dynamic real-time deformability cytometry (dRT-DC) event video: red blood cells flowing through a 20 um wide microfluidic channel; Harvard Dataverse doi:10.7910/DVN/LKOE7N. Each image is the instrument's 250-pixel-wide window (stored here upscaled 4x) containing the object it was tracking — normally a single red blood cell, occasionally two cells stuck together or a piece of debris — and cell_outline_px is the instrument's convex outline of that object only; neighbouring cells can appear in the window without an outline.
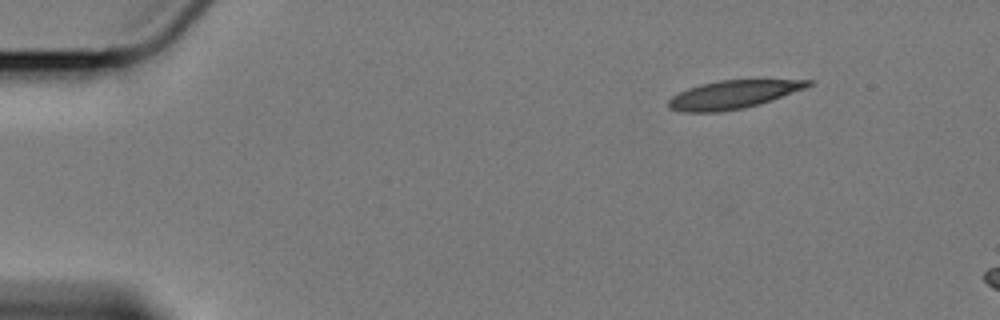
{"species": "Egyptian fruit bat (a non-hibernating species)", "species_latin": "Rousettus aegyptiacus", "temperature_condition": "cold", "stored_images_in_passage": 4, "camera_frame_rate_fps": 3000, "um_per_image_px": 0.085, "animal": {"sex": "female"}, "frame": {"image": 1, "passage_image": 1, "time_ms": 0.0, "image_size_px": [1000, 320], "cell_outline_px": [[816, 80], [812, 84], [804, 88], [760, 104], [744, 108], [720, 112], [684, 112], [668, 108], [668, 100], [672, 96], [688, 88], [700, 84], [720, 80]], "centroid_in_image_um": [62.27, 8.04], "position_along_channel_um": 22.7, "area_um2": 22.77}}
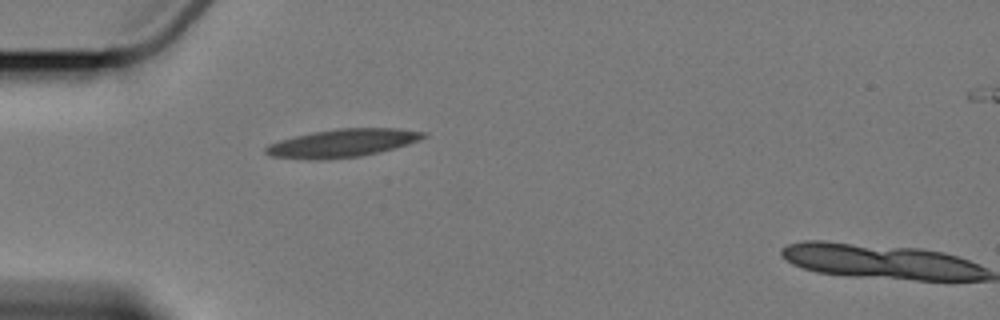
{"frame": {"image": 2, "passage_image": 3, "time_ms": 3.333, "image_size_px": [1000, 320], "cell_outline_px": [[428, 136], [392, 148], [360, 156], [324, 160], [308, 160], [272, 156], [264, 152], [264, 148], [268, 144], [280, 140], [312, 132], [336, 128], [400, 128], [428, 132]], "centroid_in_image_um": [29.06, 12.16], "position_along_channel_um": 55.9, "area_um2": 25.66}}